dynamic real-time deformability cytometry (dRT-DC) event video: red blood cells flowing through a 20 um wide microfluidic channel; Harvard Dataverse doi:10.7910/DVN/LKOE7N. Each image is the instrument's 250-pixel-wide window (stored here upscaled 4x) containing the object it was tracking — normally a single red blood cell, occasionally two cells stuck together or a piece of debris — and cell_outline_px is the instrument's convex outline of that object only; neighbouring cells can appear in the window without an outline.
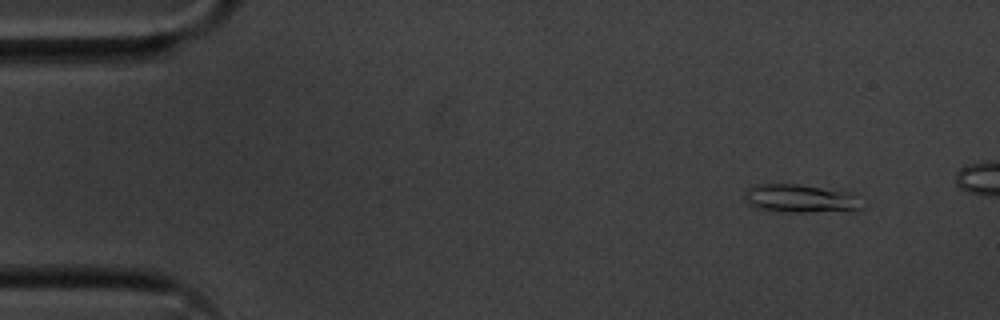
{"species": "common noctule bat (a hibernating species)", "species_latin": "Nyctalus noctula", "temperature_condition": "cold", "stored_images_in_passage": 46, "segment_of_instrument_passage": [1, 2], "camera_frame_rate_fps": 3000, "um_per_image_px": 0.085, "animal": {"sex": "male", "body_mass_g": 20.1, "forearm_length_mm": 53.5}, "frame": {"image": 1, "passage_image": 1, "time_ms": 0.0, "image_size_px": [1000, 320], "cell_outline_px": [[864, 208], [856, 212], [776, 212], [756, 208], [748, 204], [744, 196], [748, 188], [756, 184], [800, 184], [844, 188], [860, 196]], "centroid_in_image_um": [68.22, 16.88], "position_along_channel_um": 16.8, "area_um2": 20.75}}
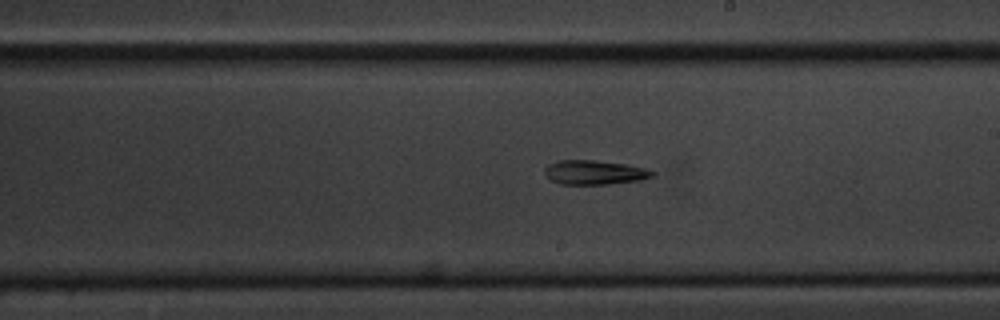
{"frame": {"image": 2, "passage_image": 27, "time_ms": 8.667, "image_size_px": [1000, 320], "cell_outline_px": [[656, 172], [652, 176], [640, 180], [608, 184], [560, 184], [548, 180], [544, 176], [544, 168], [548, 164], [560, 160], [596, 160], [628, 164], [644, 168]], "centroid_in_image_um": [50.47, 14.65], "position_along_channel_um": 238.5, "area_um2": 15.43}}
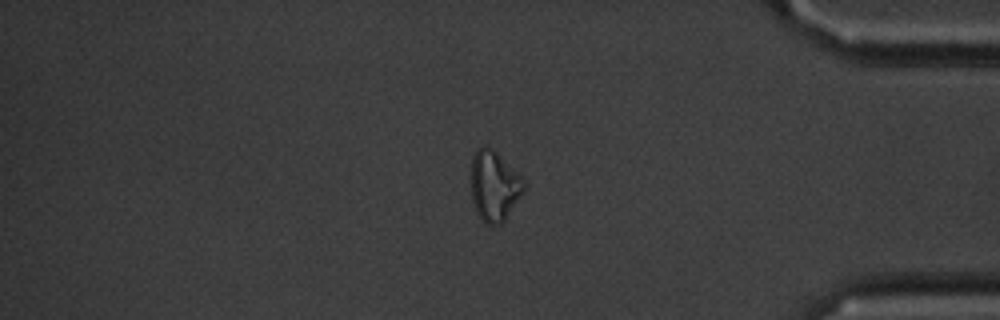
{"frame": {"image": 3, "passage_image": 42, "time_ms": 13.667, "image_size_px": [1000, 320], "cell_outline_px": [[524, 192], [504, 220], [500, 224], [488, 224], [480, 220], [476, 212], [472, 200], [472, 156], [480, 148], [488, 148], [496, 152], [524, 180]], "centroid_in_image_um": [42.0, 15.86], "position_along_channel_um": 393.2, "area_um2": 21.04}}